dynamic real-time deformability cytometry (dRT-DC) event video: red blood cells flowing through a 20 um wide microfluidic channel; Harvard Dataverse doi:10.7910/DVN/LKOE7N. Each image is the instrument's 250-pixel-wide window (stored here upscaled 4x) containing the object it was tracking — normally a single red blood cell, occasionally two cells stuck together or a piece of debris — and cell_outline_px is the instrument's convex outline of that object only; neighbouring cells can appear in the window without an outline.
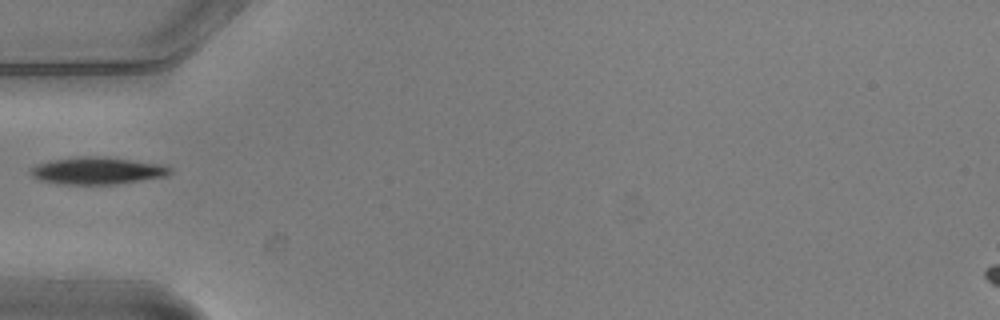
{"species": "common noctule bat (a hibernating species)", "species_latin": "Nyctalus noctula", "temperature_condition": "warm", "stored_images_in_passage": 2, "camera_frame_rate_fps": 3000, "um_per_image_px": 0.085, "animal": {"sex": "male", "body_mass_g": 20.5, "forearm_length_mm": 52.5}, "frame": {"image": 1, "passage_image": 1, "time_ms": 0.0, "image_size_px": [1000, 320], "cell_outline_px": [[172, 172], [168, 176], [116, 184], [64, 184], [40, 180], [32, 176], [28, 172], [28, 168], [36, 164], [48, 160], [80, 156], [96, 156], [164, 164], [172, 168]], "centroid_in_image_um": [8.24, 14.5], "position_along_channel_um": 76.8, "area_um2": 22.25}}